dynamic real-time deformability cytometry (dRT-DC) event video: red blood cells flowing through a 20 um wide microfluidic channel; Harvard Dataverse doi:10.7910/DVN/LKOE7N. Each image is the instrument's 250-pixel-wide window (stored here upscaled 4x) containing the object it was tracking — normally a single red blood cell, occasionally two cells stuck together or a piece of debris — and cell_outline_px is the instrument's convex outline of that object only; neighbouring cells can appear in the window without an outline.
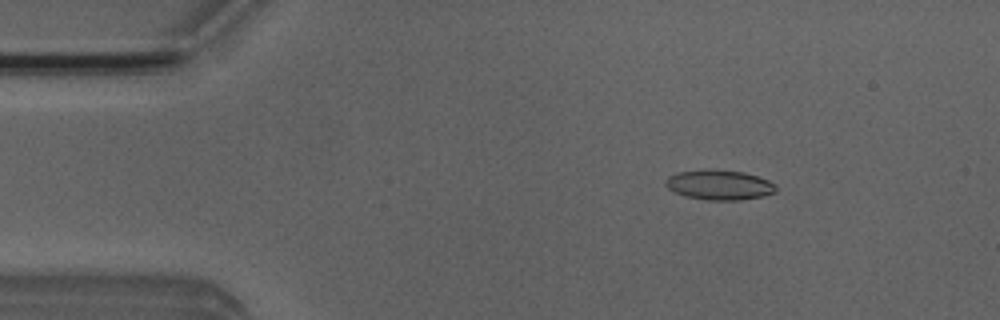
{"species": "Egyptian fruit bat (a non-hibernating species)", "species_latin": "Rousettus aegyptiacus", "temperature_condition": "room temperature", "stored_images_in_passage": 5, "camera_frame_rate_fps": 3000, "um_per_image_px": 0.085, "animal": {"sex": "male"}, "frame": {"image": 1, "passage_image": 3, "time_ms": 2.333, "image_size_px": [1000, 320], "cell_outline_px": [[776, 192], [764, 196], [740, 200], [708, 200], [684, 196], [668, 188], [664, 184], [664, 180], [668, 176], [676, 172], [744, 172], [768, 180], [776, 184]], "centroid_in_image_um": [61.16, 15.76], "position_along_channel_um": 23.8, "area_um2": 18.55}}